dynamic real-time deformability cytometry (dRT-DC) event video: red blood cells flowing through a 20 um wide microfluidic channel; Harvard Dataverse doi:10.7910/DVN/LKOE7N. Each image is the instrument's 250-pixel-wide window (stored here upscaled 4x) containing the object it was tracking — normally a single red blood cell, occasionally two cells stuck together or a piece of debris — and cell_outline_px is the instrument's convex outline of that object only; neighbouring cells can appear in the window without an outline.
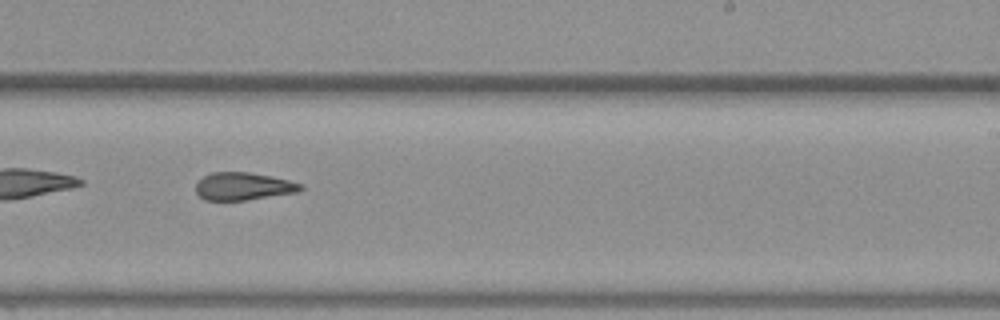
{"species": "common noctule bat (a hibernating species)", "species_latin": "Nyctalus noctula", "temperature_condition": "warm", "stored_images_in_passage": 38, "camera_frame_rate_fps": 3000, "um_per_image_px": 0.085, "animal": {"sex": "female", "body_mass_g": 19.3, "forearm_length_mm": 54.1}, "frame": {"image": 1, "passage_image": 17, "time_ms": 5.333, "image_size_px": [1000, 320], "cell_outline_px": [[304, 188], [300, 192], [244, 200], [204, 200], [196, 192], [196, 184], [204, 176], [212, 172], [248, 172], [272, 176], [304, 184]], "centroid_in_image_um": [20.72, 15.83], "position_along_channel_um": 268.3, "area_um2": 16.94}, "authors_computed_cell_mechanics": {"area_um2": 17.4845, "velocity_mm_per_s": 3.8186, "shape_relaxation_time_tau1_ms": null, "shape_relaxation_time_tau2_ms": 4.0449, "deformation_change_tau1": null, "deformation_change_tau2": 0.1358}}